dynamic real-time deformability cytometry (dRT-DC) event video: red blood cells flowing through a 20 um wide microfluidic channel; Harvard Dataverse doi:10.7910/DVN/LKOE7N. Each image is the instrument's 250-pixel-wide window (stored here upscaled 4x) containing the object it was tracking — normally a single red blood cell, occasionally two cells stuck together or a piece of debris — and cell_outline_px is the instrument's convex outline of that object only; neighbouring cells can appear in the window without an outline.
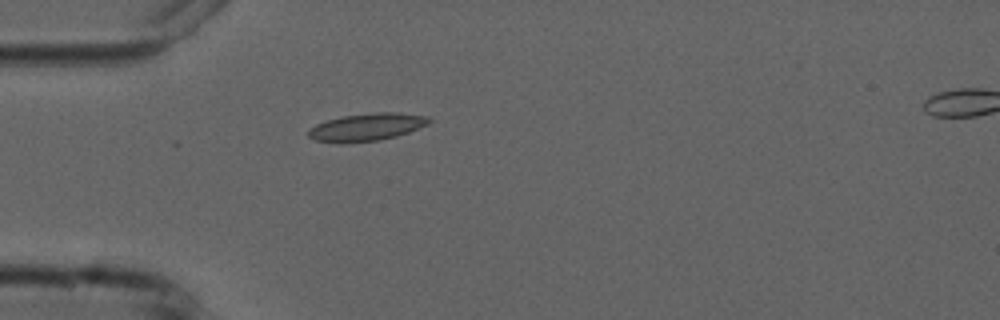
{"species": "common noctule bat (a hibernating species)", "species_latin": "Nyctalus noctula", "temperature_condition": "cold", "stored_images_in_passage": 2, "camera_frame_rate_fps": 3000, "um_per_image_px": 0.085, "animal": {"sex": "male", "forearm_length_mm": 52.5}, "frame": {"image": 1, "passage_image": 1, "time_ms": 0.0, "image_size_px": [1000, 320], "cell_outline_px": [[432, 120], [428, 124], [408, 132], [396, 136], [380, 140], [344, 144], [340, 144], [316, 140], [308, 136], [308, 128], [316, 124], [328, 120], [344, 116], [376, 112], [400, 112], [428, 116]], "centroid_in_image_um": [31.17, 10.81], "position_along_channel_um": 53.8, "area_um2": 19.54}}